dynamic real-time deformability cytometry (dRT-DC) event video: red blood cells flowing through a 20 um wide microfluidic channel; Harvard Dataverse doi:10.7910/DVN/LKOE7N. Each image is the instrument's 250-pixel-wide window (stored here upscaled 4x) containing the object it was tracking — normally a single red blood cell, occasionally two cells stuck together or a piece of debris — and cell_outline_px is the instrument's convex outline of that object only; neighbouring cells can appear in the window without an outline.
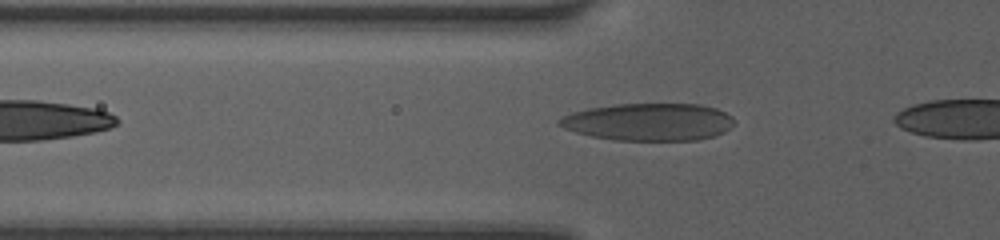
{"species": "human", "species_latin": "Homo sapiens", "temperature_condition": "room temperature", "stored_images_in_passage": 35, "camera_frame_rate_fps": 3000, "um_per_image_px": 0.085, "donor": {"sex": "female"}, "frame": {"image": 1, "passage_image": 2, "time_ms": 0.333, "image_size_px": [1000, 240], "cell_outline_px": [[732, 124], [724, 132], [700, 140], [616, 140], [592, 136], [576, 132], [564, 128], [556, 124], [556, 120], [572, 112], [588, 108], [616, 104], [700, 104], [716, 108], [732, 116]], "centroid_in_image_um": [55.11, 10.36], "position_along_channel_um": 70.7, "area_um2": 38.03}}
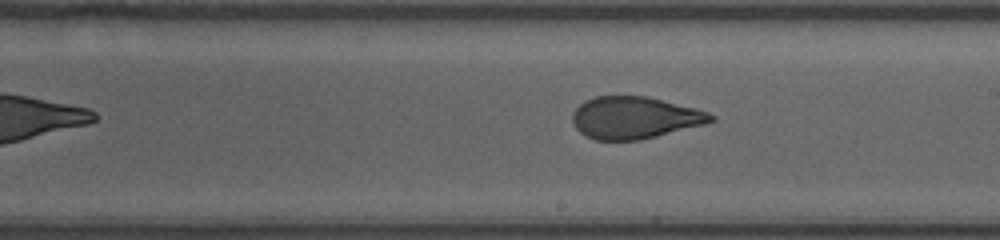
{"frame": {"image": 2, "passage_image": 18, "time_ms": 4.333, "image_size_px": [1000, 240], "cell_outline_px": [[716, 120], [704, 124], [640, 140], [596, 140], [580, 132], [576, 128], [572, 120], [572, 112], [584, 100], [596, 96], [648, 96], [696, 108], [708, 112], [716, 116]], "centroid_in_image_um": [53.95, 9.99], "position_along_channel_um": 235.1, "area_um2": 33.93}}
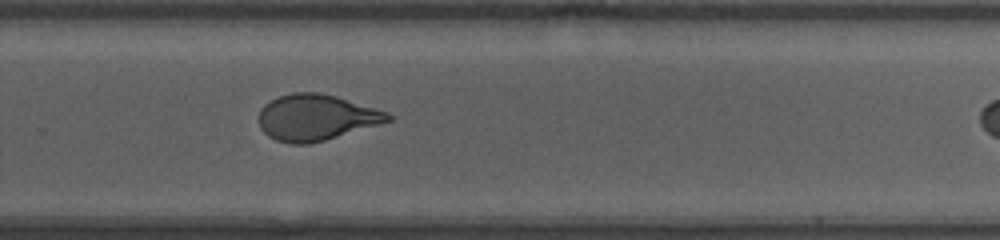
{"frame": {"image": 3, "passage_image": 25, "time_ms": 6.0, "image_size_px": [1000, 240], "cell_outline_px": [[392, 120], [324, 140], [308, 144], [288, 144], [276, 140], [268, 136], [260, 128], [260, 108], [264, 104], [280, 96], [292, 92], [316, 92], [336, 96], [376, 108], [388, 112], [392, 116]], "centroid_in_image_um": [26.85, 9.98], "position_along_channel_um": 302.9, "area_um2": 34.39}}